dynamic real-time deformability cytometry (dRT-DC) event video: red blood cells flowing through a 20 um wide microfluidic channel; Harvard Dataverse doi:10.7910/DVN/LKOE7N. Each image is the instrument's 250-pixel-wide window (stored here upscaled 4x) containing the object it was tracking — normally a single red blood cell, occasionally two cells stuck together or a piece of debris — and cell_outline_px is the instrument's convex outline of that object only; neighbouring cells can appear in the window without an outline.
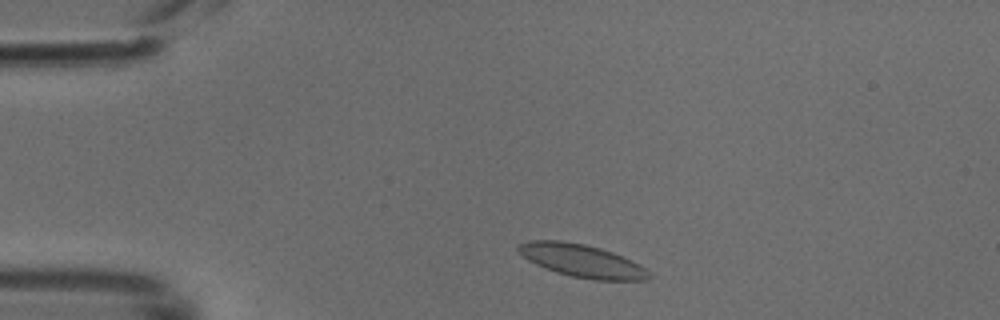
{"species": "common noctule bat (a hibernating species)", "species_latin": "Nyctalus noctula", "temperature_condition": "cold", "stored_images_in_passage": 43, "camera_frame_rate_fps": 3000, "um_per_image_px": 0.085, "animal": {"sex": "male", "body_mass_g": 18.8}, "frame": {"image": 1, "passage_image": 4, "time_ms": 1.0, "image_size_px": [1000, 320], "cell_outline_px": [[652, 276], [648, 280], [592, 280], [572, 276], [556, 272], [536, 264], [528, 260], [516, 248], [520, 244], [528, 240], [560, 240], [584, 244], [600, 248], [624, 256], [640, 264], [652, 272]], "centroid_in_image_um": [49.52, 22.17], "position_along_channel_um": 35.5, "area_um2": 25.09}}
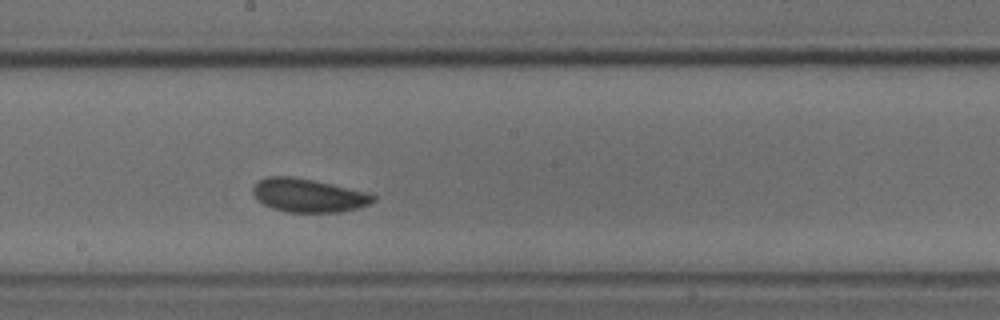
{"frame": {"image": 2, "passage_image": 21, "time_ms": 6.667, "image_size_px": [1000, 320], "cell_outline_px": [[376, 200], [360, 208], [340, 212], [288, 212], [272, 208], [264, 204], [252, 192], [252, 188], [260, 180], [268, 176], [292, 176], [332, 184], [368, 192], [376, 196]], "centroid_in_image_um": [26.25, 16.61], "position_along_channel_um": 221.9, "area_um2": 23.35}}
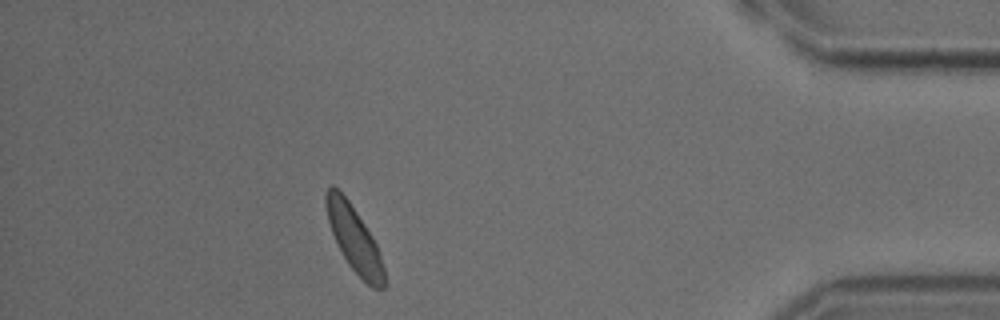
{"frame": {"image": 3, "passage_image": 38, "time_ms": 12.333, "image_size_px": [1000, 320], "cell_outline_px": [[388, 284], [384, 288], [372, 288], [348, 264], [332, 232], [328, 220], [324, 204], [324, 196], [328, 188], [332, 184], [348, 200], [372, 236], [376, 244], [384, 268]], "centroid_in_image_um": [30.12, 20.33], "position_along_channel_um": 405.1, "area_um2": 21.79}}